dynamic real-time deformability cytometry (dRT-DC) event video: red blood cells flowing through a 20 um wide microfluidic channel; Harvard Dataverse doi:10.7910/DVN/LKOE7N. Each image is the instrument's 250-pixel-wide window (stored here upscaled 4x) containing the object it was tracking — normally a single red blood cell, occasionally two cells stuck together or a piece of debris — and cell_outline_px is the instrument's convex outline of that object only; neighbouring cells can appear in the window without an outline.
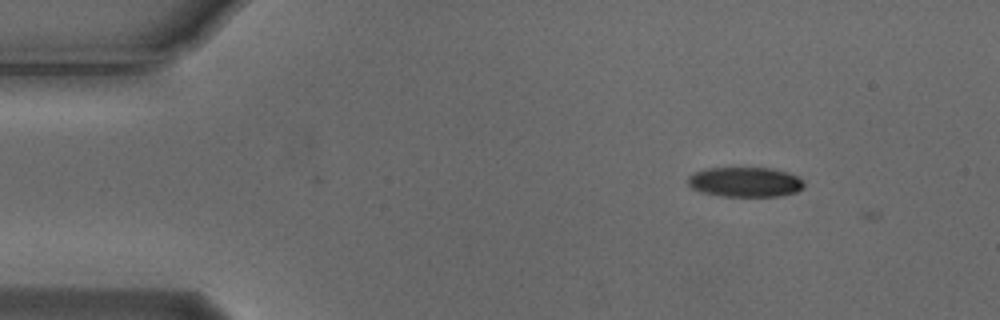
{"species": "Egyptian fruit bat (a non-hibernating species)", "species_latin": "Rousettus aegyptiacus", "temperature_condition": "cold", "stored_images_in_passage": 3, "camera_frame_rate_fps": 3000, "um_per_image_px": 0.085, "animal": {"sex": "male"}, "frame": {"image": 1, "passage_image": 1, "time_ms": 0.0, "image_size_px": [1000, 320], "cell_outline_px": [[804, 188], [796, 192], [780, 196], [720, 196], [700, 192], [692, 188], [688, 184], [688, 176], [692, 172], [704, 168], [772, 168], [788, 172], [796, 176], [804, 184]], "centroid_in_image_um": [63.29, 15.47], "position_along_channel_um": 21.7, "area_um2": 20.35}}